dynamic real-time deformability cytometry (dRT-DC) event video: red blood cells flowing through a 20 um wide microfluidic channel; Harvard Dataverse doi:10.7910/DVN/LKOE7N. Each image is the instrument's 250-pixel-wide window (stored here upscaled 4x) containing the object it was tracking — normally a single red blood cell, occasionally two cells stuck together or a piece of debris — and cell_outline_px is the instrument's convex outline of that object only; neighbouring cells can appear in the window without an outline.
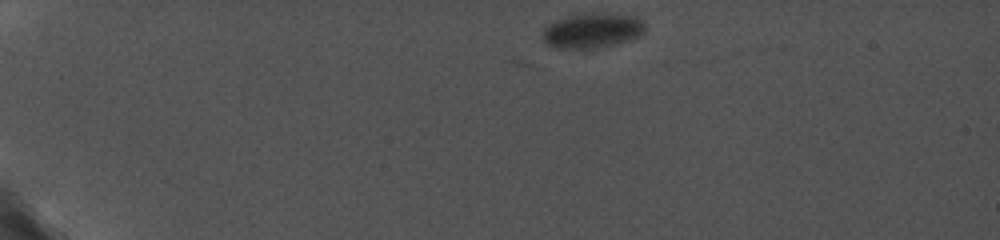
{"species": "common noctule bat (a hibernating species)", "species_latin": "Nyctalus noctula", "temperature_condition": "cold", "stored_images_in_passage": 53, "camera_frame_rate_fps": 5000, "um_per_image_px": 0.085, "animal": {"sex": "female", "body_mass_g": 19.0, "forearm_length_mm": 56.7}, "frame": {"image": 1, "passage_image": 1, "time_ms": 0.0, "image_size_px": [1000, 240], "cell_outline_px": [[648, 28], [640, 36], [616, 44], [596, 48], [560, 48], [544, 44], [544, 28], [548, 24], [556, 20], [568, 16], [584, 12], [636, 16], [644, 20]], "centroid_in_image_um": [50.39, 2.58], "position_along_channel_um": 34.6, "area_um2": 21.04}}
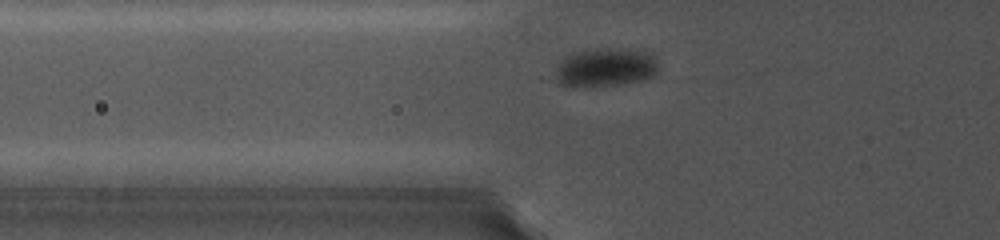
{"frame": {"image": 2, "passage_image": 26, "time_ms": 3.6, "image_size_px": [1000, 240], "cell_outline_px": [[660, 68], [648, 80], [624, 84], [588, 88], [572, 88], [560, 84], [556, 80], [560, 64], [572, 52], [592, 48], [612, 48], [648, 52], [656, 60]], "centroid_in_image_um": [51.5, 5.77], "position_along_channel_um": 74.3, "area_um2": 23.64}}
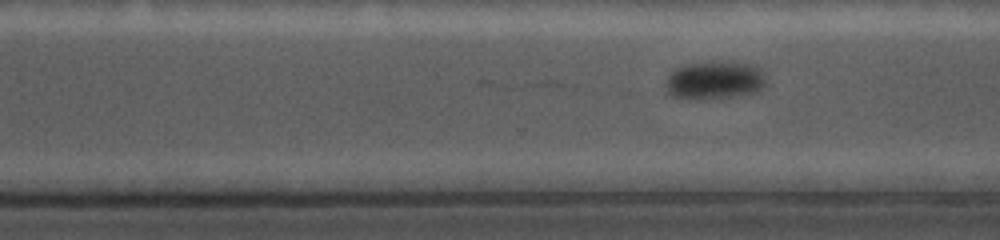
{"frame": {"image": 3, "passage_image": 52, "time_ms": 10.4, "image_size_px": [1000, 240], "cell_outline_px": [[764, 84], [760, 92], [740, 96], [704, 100], [688, 100], [672, 96], [668, 92], [668, 76], [672, 72], [688, 64], [744, 64], [760, 68], [764, 76]], "centroid_in_image_um": [60.76, 6.91], "position_along_channel_um": 309.8, "area_um2": 21.62}}